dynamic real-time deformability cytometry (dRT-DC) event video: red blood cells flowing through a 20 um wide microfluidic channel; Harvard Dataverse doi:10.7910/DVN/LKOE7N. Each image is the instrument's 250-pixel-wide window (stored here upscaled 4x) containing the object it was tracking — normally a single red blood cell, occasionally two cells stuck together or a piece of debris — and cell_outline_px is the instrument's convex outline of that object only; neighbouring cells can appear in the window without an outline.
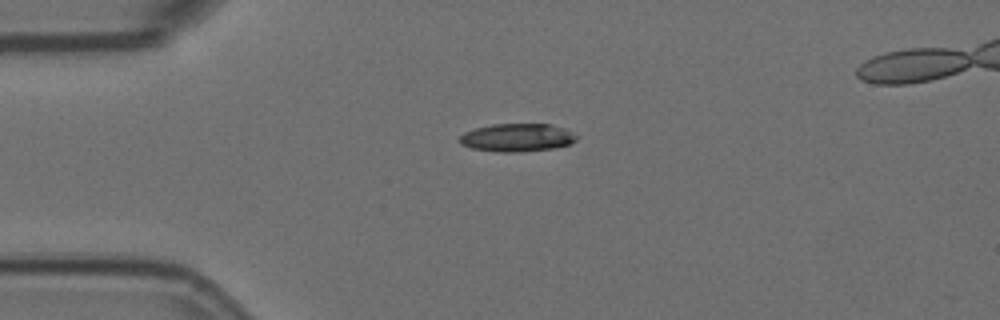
{"species": "Egyptian fruit bat (a non-hibernating species)", "species_latin": "Rousettus aegyptiacus", "temperature_condition": "room temperature", "stored_images_in_passage": 2, "camera_frame_rate_fps": 3000, "um_per_image_px": 0.085, "animal": {"sex": "female"}, "frame": {"image": 1, "passage_image": 1, "time_ms": 0.0, "image_size_px": [1000, 320], "cell_outline_px": [[580, 136], [576, 140], [568, 144], [556, 148], [516, 152], [500, 152], [472, 148], [460, 144], [456, 140], [464, 132], [476, 128], [492, 124], [552, 124], [564, 128]], "centroid_in_image_um": [43.95, 11.69], "position_along_channel_um": 41.0, "area_um2": 19.25}}